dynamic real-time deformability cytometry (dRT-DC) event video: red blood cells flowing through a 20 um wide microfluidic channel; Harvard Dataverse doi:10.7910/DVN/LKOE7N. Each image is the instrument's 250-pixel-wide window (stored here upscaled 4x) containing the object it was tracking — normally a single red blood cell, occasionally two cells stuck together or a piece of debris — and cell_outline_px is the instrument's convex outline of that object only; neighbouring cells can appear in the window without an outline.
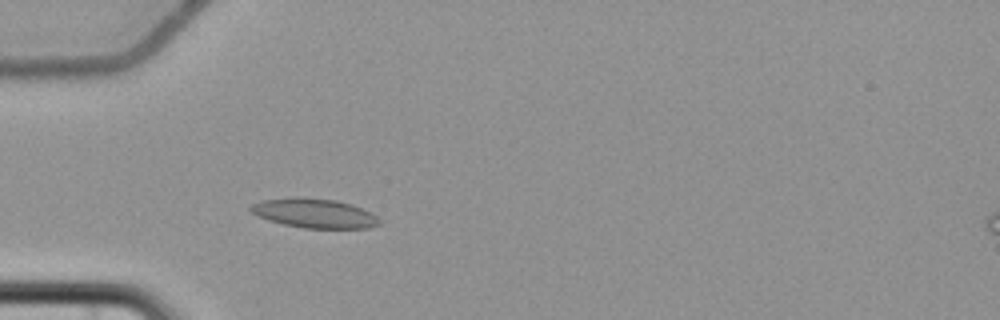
{"species": "common noctule bat (a hibernating species)", "species_latin": "Nyctalus noctula", "temperature_condition": "cold", "stored_images_in_passage": 4, "camera_frame_rate_fps": 3000, "um_per_image_px": 0.085, "animal": {"sex": "female", "body_mass_g": 22.7, "forearm_length_mm": 54.2}, "frame": {"image": 1, "passage_image": 4, "time_ms": 4.0, "image_size_px": [1000, 320], "cell_outline_px": [[380, 224], [368, 228], [304, 228], [284, 224], [268, 220], [256, 216], [248, 208], [252, 204], [264, 200], [300, 196], [336, 200], [352, 204], [376, 216], [380, 220]], "centroid_in_image_um": [26.69, 18.12], "position_along_channel_um": 58.3, "area_um2": 21.96}}